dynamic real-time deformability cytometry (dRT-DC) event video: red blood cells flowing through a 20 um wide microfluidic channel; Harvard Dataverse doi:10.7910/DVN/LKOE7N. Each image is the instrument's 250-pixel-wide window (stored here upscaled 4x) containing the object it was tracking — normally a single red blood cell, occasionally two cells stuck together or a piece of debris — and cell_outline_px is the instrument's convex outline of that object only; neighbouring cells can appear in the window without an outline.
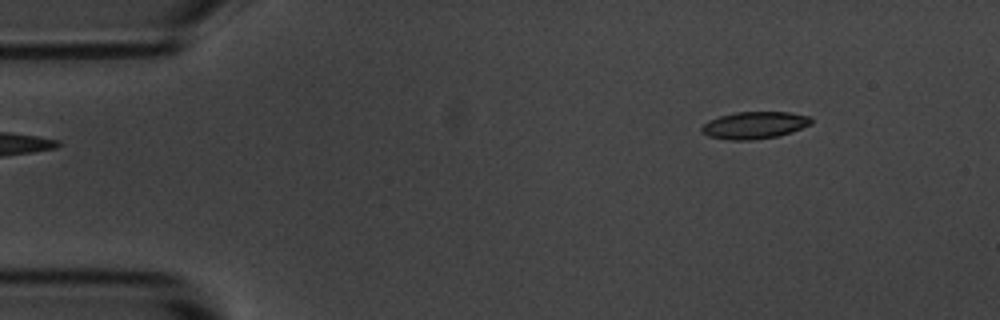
{"species": "common noctule bat (a hibernating species)", "species_latin": "Nyctalus noctula", "temperature_condition": "room temperature", "stored_images_in_passage": 6, "camera_frame_rate_fps": 3000, "um_per_image_px": 0.085, "animal": {"sex": "male", "body_mass_g": 20.1, "forearm_length_mm": 53.5}, "frame": {"image": 1, "passage_image": 2, "time_ms": 0.333, "image_size_px": [1000, 320], "cell_outline_px": [[812, 124], [792, 132], [780, 136], [752, 140], [728, 140], [708, 136], [700, 132], [700, 128], [708, 120], [720, 116], [736, 112], [792, 112], [812, 116]], "centroid_in_image_um": [64.15, 10.64], "position_along_channel_um": 20.8, "area_um2": 17.63}}
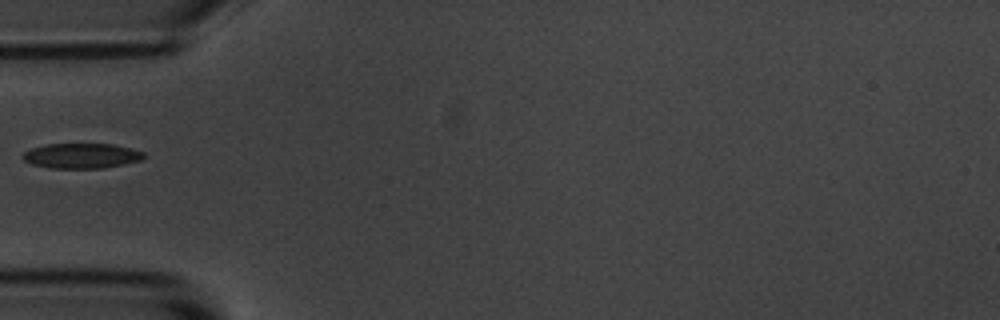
{"frame": {"image": 2, "passage_image": 5, "time_ms": 1.333, "image_size_px": [1000, 320], "cell_outline_px": [[144, 156], [140, 160], [124, 164], [104, 168], [52, 168], [32, 164], [24, 160], [20, 156], [24, 152], [32, 148], [48, 144], [112, 144], [144, 152]], "centroid_in_image_um": [6.9, 13.24], "position_along_channel_um": 78.1, "area_um2": 17.51}}